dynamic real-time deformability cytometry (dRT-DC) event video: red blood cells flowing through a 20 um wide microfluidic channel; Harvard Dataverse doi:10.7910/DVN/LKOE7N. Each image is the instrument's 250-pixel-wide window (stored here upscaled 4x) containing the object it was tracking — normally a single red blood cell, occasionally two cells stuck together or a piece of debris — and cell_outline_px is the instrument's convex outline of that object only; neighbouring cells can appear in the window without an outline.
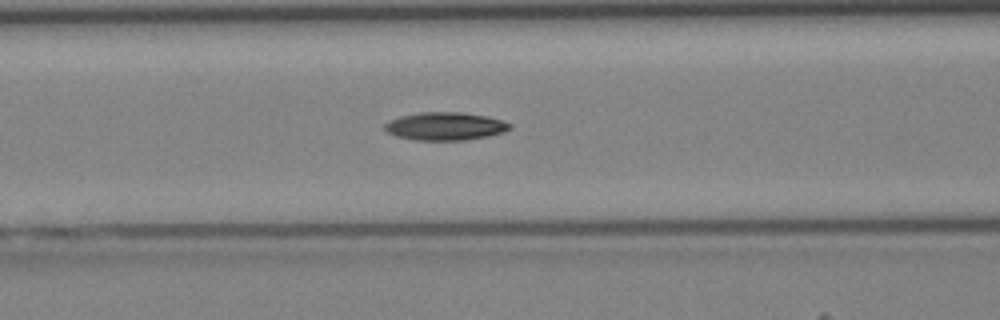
{"species": "Egyptian fruit bat (a non-hibernating species)", "species_latin": "Rousettus aegyptiacus", "temperature_condition": "cold", "stored_images_in_passage": 40, "camera_frame_rate_fps": 3000, "um_per_image_px": 0.085, "animal": {"sex": "female"}, "frame": {"image": 1, "passage_image": 15, "time_ms": 4.667, "image_size_px": [1000, 320], "cell_outline_px": [[512, 128], [504, 132], [464, 140], [416, 140], [396, 136], [388, 132], [384, 128], [384, 124], [400, 116], [420, 112], [460, 112], [488, 116], [512, 124]], "centroid_in_image_um": [37.85, 10.72], "position_along_channel_um": 128.8, "area_um2": 20.23}}
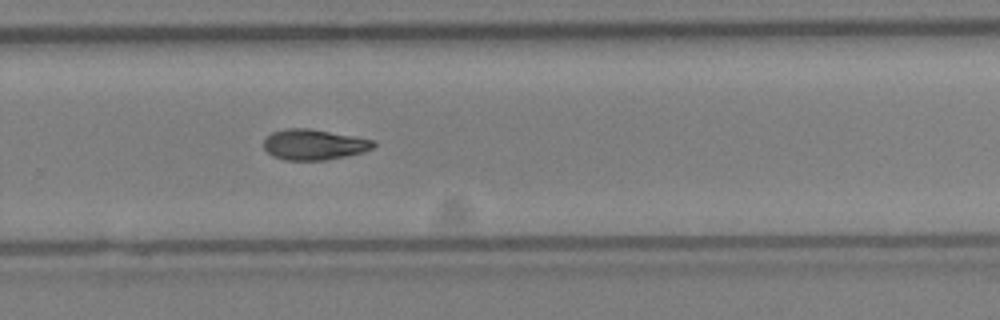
{"frame": {"image": 2, "passage_image": 26, "time_ms": 8.333, "image_size_px": [1000, 320], "cell_outline_px": [[376, 144], [372, 148], [364, 152], [324, 160], [284, 160], [272, 156], [264, 148], [264, 140], [272, 132], [288, 128], [308, 128], [356, 136], [372, 140]], "centroid_in_image_um": [26.68, 12.28], "position_along_channel_um": 303.1, "area_um2": 19.48}}
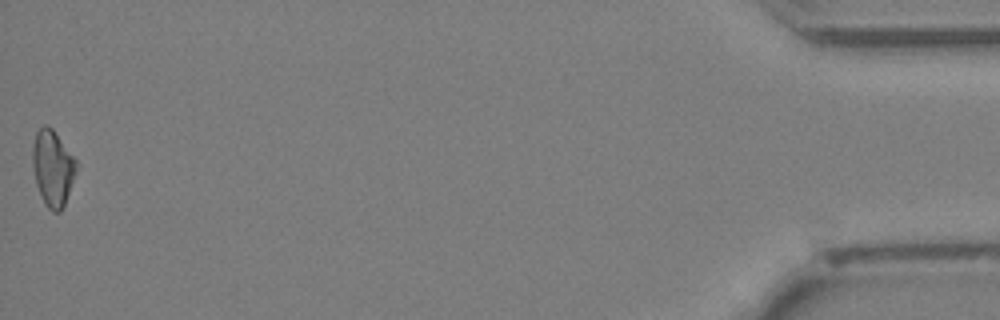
{"frame": {"image": 3, "passage_image": 40, "time_ms": 13.0, "image_size_px": [1000, 320], "cell_outline_px": [[76, 168], [64, 204], [60, 212], [52, 212], [44, 204], [36, 184], [32, 164], [32, 148], [36, 132], [44, 124], [48, 124], [52, 128], [76, 160]], "centroid_in_image_um": [4.44, 14.27], "position_along_channel_um": 430.8, "area_um2": 19.02}}